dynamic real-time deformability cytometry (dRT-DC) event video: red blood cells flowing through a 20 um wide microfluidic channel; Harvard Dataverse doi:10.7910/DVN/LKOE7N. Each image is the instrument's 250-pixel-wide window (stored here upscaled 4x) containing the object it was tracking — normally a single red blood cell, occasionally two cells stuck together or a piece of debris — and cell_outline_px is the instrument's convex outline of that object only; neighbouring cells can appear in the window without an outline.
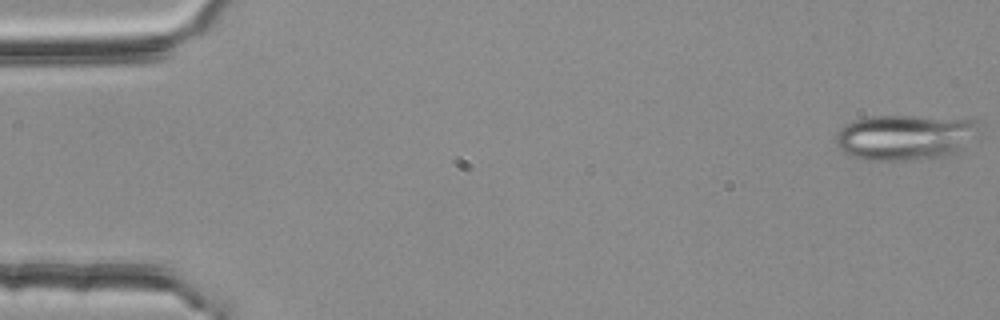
{"species": "common noctule bat (a hibernating species)", "species_latin": "Nyctalus noctula", "temperature_condition": "room temperature", "stored_images_in_passage": 16, "camera_frame_rate_fps": 3000, "um_per_image_px": 0.085, "animal": {"sex": "female", "body_mass_g": 25.1}, "frame": {"image": 1, "passage_image": 1, "time_ms": 0.0, "image_size_px": [1000, 320], "cell_outline_px": [[984, 124], [956, 152], [944, 156], [892, 160], [868, 160], [852, 156], [844, 152], [836, 144], [836, 132], [840, 128], [856, 120], [872, 116], [916, 116], [980, 120]], "centroid_in_image_um": [76.92, 11.64], "position_along_channel_um": 8.1, "area_um2": 37.4}}